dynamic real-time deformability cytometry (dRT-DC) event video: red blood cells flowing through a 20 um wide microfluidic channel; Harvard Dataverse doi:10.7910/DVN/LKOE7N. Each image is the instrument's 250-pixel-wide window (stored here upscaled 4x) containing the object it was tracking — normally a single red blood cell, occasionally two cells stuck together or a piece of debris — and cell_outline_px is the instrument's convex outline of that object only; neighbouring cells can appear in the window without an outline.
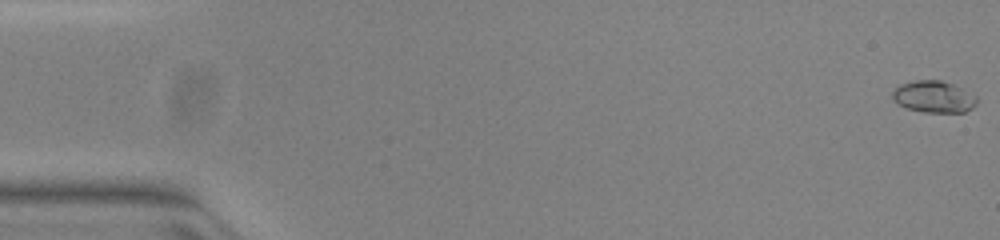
{"species": "common noctule bat (a hibernating species)", "species_latin": "Nyctalus noctula", "temperature_condition": "warm", "stored_images_in_passage": 43, "camera_frame_rate_fps": 3000, "um_per_image_px": 0.085, "animal": {"sex": "female", "body_mass_g": 23.0, "forearm_length_mm": 53.4}, "frame": {"image": 1, "passage_image": 1, "time_ms": 0.0, "image_size_px": [1000, 240], "cell_outline_px": [[976, 104], [972, 108], [964, 112], [924, 112], [908, 108], [892, 100], [892, 88], [900, 84], [916, 80], [940, 80], [952, 84], [976, 96]], "centroid_in_image_um": [79.32, 8.22], "position_along_channel_um": 5.7, "area_um2": 15.49}}
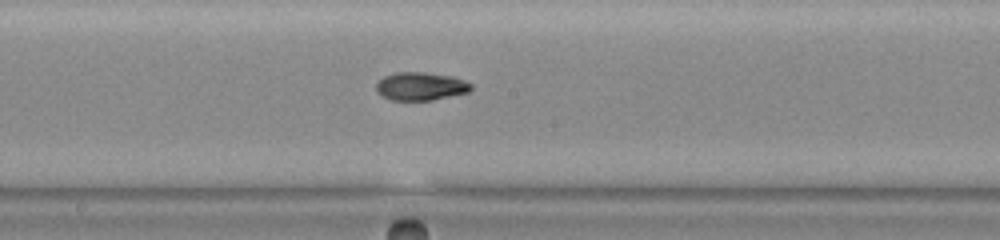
{"frame": {"image": 2, "passage_image": 29, "time_ms": 9.333, "image_size_px": [1000, 240], "cell_outline_px": [[472, 88], [468, 92], [432, 100], [392, 100], [376, 92], [376, 84], [384, 76], [396, 72], [424, 72], [452, 76], [464, 80], [472, 84]], "centroid_in_image_um": [35.76, 7.33], "position_along_channel_um": 212.4, "area_um2": 15.49}}
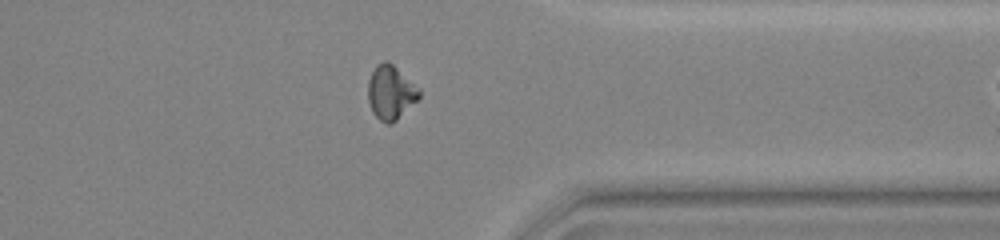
{"frame": {"image": 3, "passage_image": 42, "time_ms": 13.667, "image_size_px": [1000, 240], "cell_outline_px": [[420, 96], [392, 124], [388, 124], [380, 120], [372, 112], [368, 100], [368, 80], [376, 64], [384, 60], [388, 60], [420, 88]], "centroid_in_image_um": [33.19, 7.83], "position_along_channel_um": 378.2, "area_um2": 16.07}}